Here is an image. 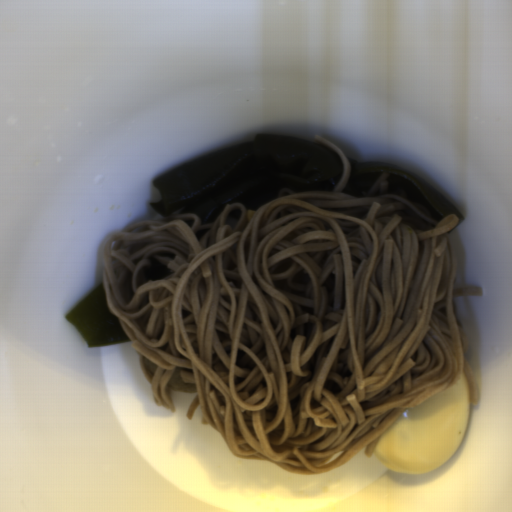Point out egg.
<instances>
[{"mask_svg": "<svg viewBox=\"0 0 512 512\" xmlns=\"http://www.w3.org/2000/svg\"><path fill=\"white\" fill-rule=\"evenodd\" d=\"M471 390L463 372L448 389L405 409L383 432L373 451L382 466L404 474H425L452 457L470 419Z\"/></svg>", "mask_w": 512, "mask_h": 512, "instance_id": "obj_1", "label": "egg"}]
</instances>
